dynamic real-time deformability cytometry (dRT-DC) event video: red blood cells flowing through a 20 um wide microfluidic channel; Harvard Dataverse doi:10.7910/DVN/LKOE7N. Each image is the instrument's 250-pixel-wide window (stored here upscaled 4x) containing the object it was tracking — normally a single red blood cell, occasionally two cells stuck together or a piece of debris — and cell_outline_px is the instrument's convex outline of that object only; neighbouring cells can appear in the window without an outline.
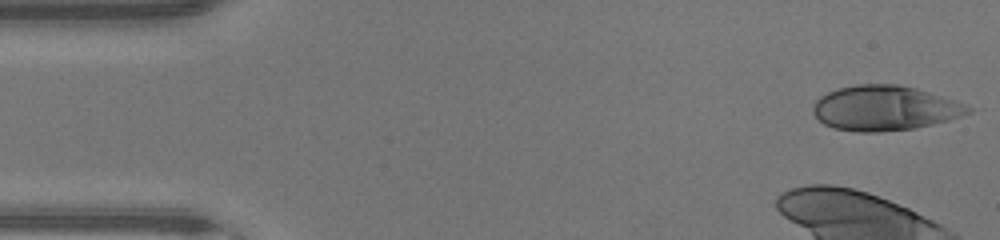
{"species": "human", "species_latin": "Homo sapiens", "temperature_condition": "warm", "stored_images_in_passage": 21, "camera_frame_rate_fps": 3000, "um_per_image_px": 0.085, "donor": {"sex": "male"}, "frame": {"image": 1, "passage_image": 1, "time_ms": 0.0, "image_size_px": [1000, 240], "cell_outline_px": [[972, 112], [948, 120], [932, 124], [912, 128], [880, 132], [856, 132], [832, 128], [824, 124], [812, 112], [812, 108], [816, 100], [820, 96], [828, 92], [840, 88], [856, 84], [896, 84], [916, 88], [956, 100], [968, 104], [972, 108]], "centroid_in_image_um": [75.2, 9.19], "position_along_channel_um": 9.8, "area_um2": 40.63}}